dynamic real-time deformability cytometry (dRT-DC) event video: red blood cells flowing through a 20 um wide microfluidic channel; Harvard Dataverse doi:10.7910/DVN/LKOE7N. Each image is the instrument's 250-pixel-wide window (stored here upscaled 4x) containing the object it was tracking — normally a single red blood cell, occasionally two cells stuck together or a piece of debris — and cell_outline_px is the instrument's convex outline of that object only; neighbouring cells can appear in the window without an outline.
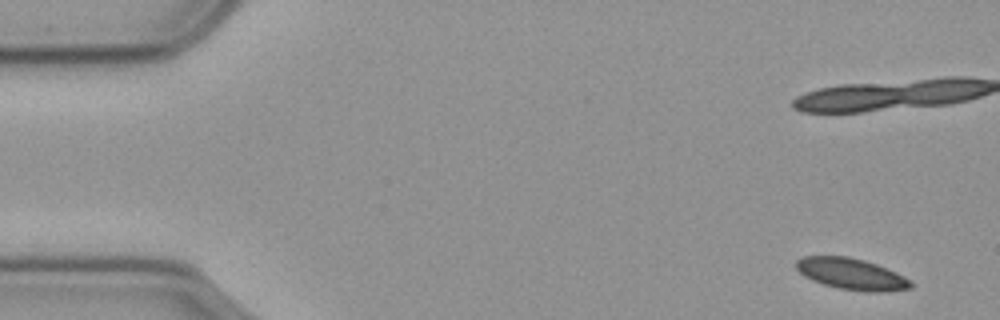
{"species": "common noctule bat (a hibernating species)", "species_latin": "Nyctalus noctula", "temperature_condition": "cold", "stored_images_in_passage": 21, "camera_frame_rate_fps": 3000, "um_per_image_px": 0.085, "animal": {"sex": "male", "body_mass_g": 23.1, "forearm_length_mm": 52.7}, "frame": {"image": 1, "passage_image": 1, "time_ms": 0.0, "image_size_px": [1000, 320], "cell_outline_px": [[912, 288], [884, 292], [864, 292], [836, 288], [812, 280], [804, 276], [796, 268], [796, 260], [804, 256], [848, 256], [864, 260], [876, 264], [896, 272], [912, 280]], "centroid_in_image_um": [72.39, 23.3], "position_along_channel_um": 12.6, "area_um2": 21.1}}